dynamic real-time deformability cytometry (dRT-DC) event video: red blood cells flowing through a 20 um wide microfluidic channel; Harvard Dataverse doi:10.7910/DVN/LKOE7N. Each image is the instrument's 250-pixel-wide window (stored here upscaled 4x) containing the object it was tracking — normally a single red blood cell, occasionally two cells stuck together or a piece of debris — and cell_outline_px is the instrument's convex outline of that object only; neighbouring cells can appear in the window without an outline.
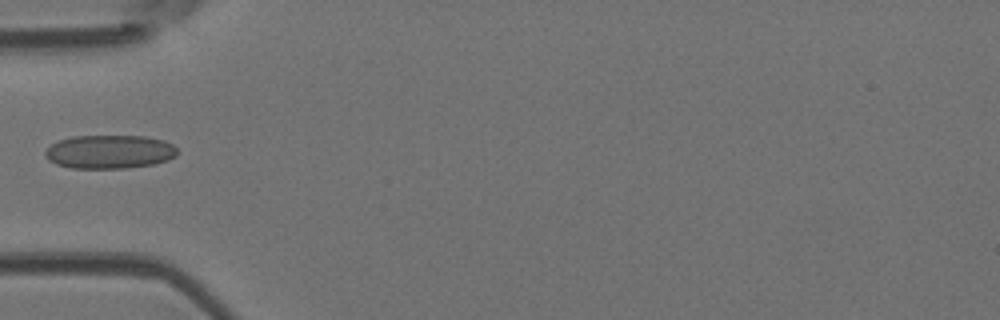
{"species": "Egyptian fruit bat (a non-hibernating species)", "species_latin": "Rousettus aegyptiacus", "temperature_condition": "room temperature", "stored_images_in_passage": 3, "camera_frame_rate_fps": 3000, "um_per_image_px": 0.085, "animal": {"sex": "female"}, "frame": {"image": 1, "passage_image": 2, "time_ms": 1.333, "image_size_px": [1000, 320], "cell_outline_px": [[176, 156], [168, 160], [152, 164], [124, 168], [72, 168], [56, 164], [48, 160], [44, 152], [52, 144], [60, 140], [72, 136], [144, 136], [164, 140], [172, 144], [176, 148]], "centroid_in_image_um": [9.31, 12.9], "position_along_channel_um": 75.7, "area_um2": 25.78}}
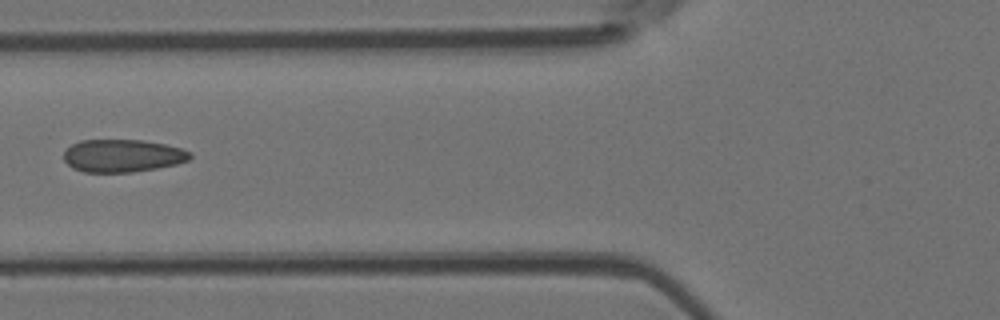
{"frame": {"image": 2, "passage_image": 3, "time_ms": 2.333, "image_size_px": [1000, 320], "cell_outline_px": [[192, 156], [188, 160], [176, 164], [156, 168], [132, 172], [84, 172], [72, 168], [64, 160], [64, 152], [72, 144], [80, 140], [144, 140], [164, 144], [180, 148], [192, 152]], "centroid_in_image_um": [10.41, 13.23], "position_along_channel_um": 115.4, "area_um2": 24.04}}